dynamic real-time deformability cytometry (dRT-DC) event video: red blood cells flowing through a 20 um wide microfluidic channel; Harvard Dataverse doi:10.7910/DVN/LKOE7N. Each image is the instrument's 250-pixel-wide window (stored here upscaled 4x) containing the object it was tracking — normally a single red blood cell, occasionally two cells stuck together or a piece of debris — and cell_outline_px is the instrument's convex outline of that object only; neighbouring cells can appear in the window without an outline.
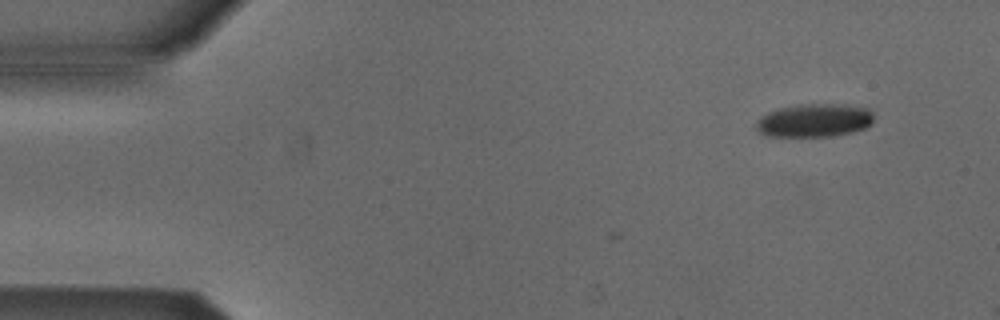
{"species": "Egyptian fruit bat (a non-hibernating species)", "species_latin": "Rousettus aegyptiacus", "temperature_condition": "cold", "stored_images_in_passage": 2, "camera_frame_rate_fps": 3000, "um_per_image_px": 0.085, "animal": {"sex": "male"}, "frame": {"image": 1, "passage_image": 2, "time_ms": 0.333, "image_size_px": [1000, 320], "cell_outline_px": [[872, 124], [864, 128], [852, 132], [832, 136], [768, 136], [760, 132], [756, 128], [756, 120], [768, 112], [780, 108], [800, 104], [848, 104], [868, 108], [872, 112]], "centroid_in_image_um": [69.24, 10.22], "position_along_channel_um": 15.8, "area_um2": 22.83}}